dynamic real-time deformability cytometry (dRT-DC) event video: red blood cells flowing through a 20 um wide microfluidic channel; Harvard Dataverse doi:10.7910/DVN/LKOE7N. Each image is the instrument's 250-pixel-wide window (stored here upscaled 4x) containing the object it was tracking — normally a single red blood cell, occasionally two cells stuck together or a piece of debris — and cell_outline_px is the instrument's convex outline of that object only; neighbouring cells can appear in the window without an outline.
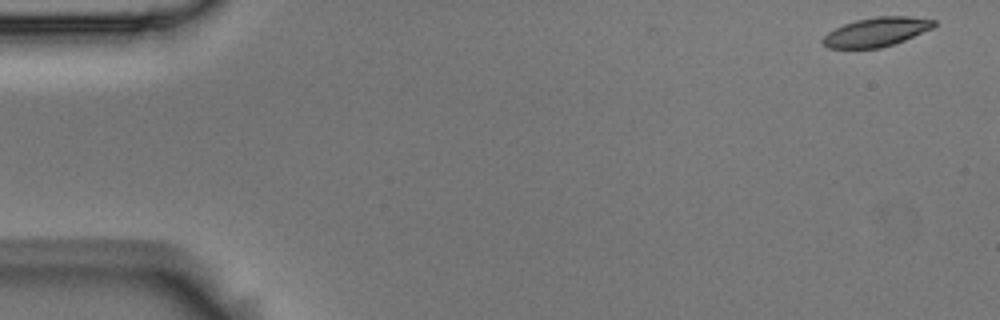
{"species": "Egyptian fruit bat (a non-hibernating species)", "species_latin": "Rousettus aegyptiacus", "temperature_condition": "room temperature", "stored_images_in_passage": 12, "camera_frame_rate_fps": 3000, "um_per_image_px": 0.085, "animal": {"sex": "male"}, "frame": {"image": 1, "passage_image": 1, "time_ms": 0.0, "image_size_px": [1000, 320], "cell_outline_px": [[936, 24], [932, 28], [904, 40], [880, 48], [828, 48], [820, 40], [828, 32], [844, 24], [856, 20], [876, 16], [908, 16], [936, 20]], "centroid_in_image_um": [74.48, 2.71], "position_along_channel_um": 10.5, "area_um2": 18.67}}
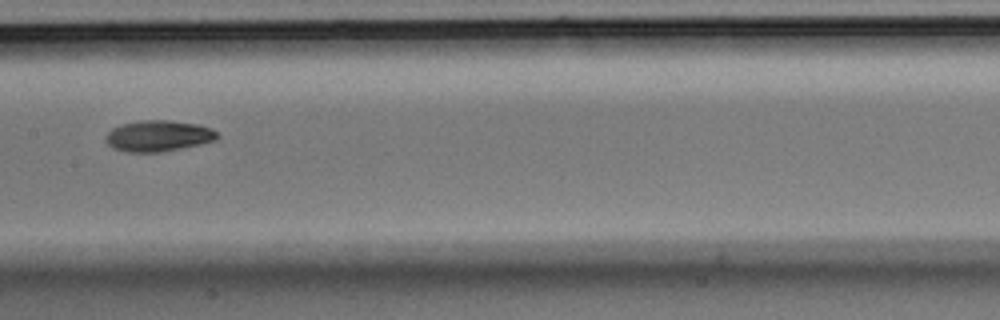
{"frame": {"image": 2, "passage_image": 10, "time_ms": 3.0, "image_size_px": [1000, 320], "cell_outline_px": [[220, 136], [216, 140], [200, 144], [160, 152], [128, 152], [112, 148], [104, 140], [104, 136], [112, 128], [120, 124], [140, 120], [172, 120], [196, 124], [212, 128]], "centroid_in_image_um": [13.43, 11.54], "position_along_channel_um": 194.0, "area_um2": 20.35}}
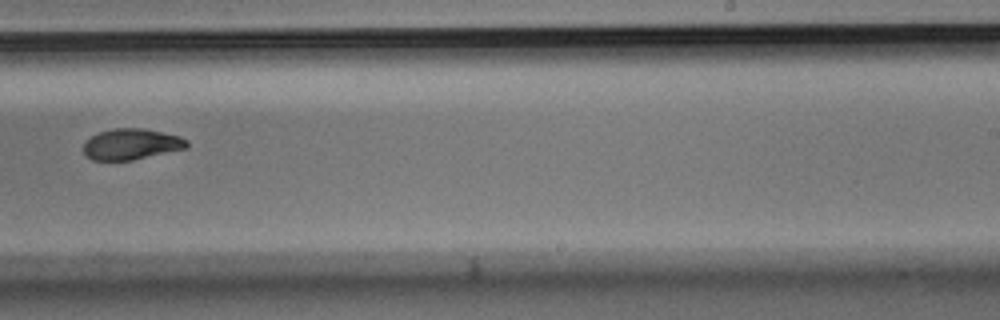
{"frame": {"image": 3, "passage_image": 12, "time_ms": 3.667, "image_size_px": [1000, 320], "cell_outline_px": [[188, 148], [132, 160], [92, 160], [84, 152], [84, 144], [96, 132], [112, 128], [144, 128], [180, 136], [188, 140]], "centroid_in_image_um": [11.19, 12.24], "position_along_channel_um": 277.8, "area_um2": 18.67}}